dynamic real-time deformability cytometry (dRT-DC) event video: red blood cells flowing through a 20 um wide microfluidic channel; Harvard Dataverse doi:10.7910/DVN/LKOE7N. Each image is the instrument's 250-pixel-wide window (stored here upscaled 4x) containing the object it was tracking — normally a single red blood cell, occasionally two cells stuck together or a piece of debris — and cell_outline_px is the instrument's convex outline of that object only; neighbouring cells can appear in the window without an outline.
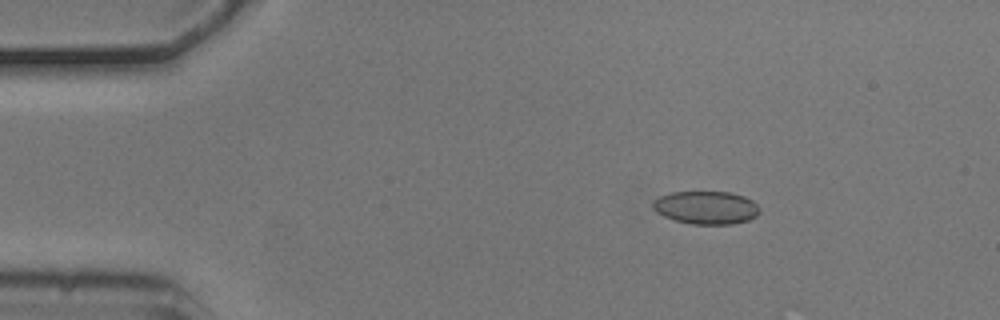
{"species": "common noctule bat (a hibernating species)", "species_latin": "Nyctalus noctula", "temperature_condition": "cold", "stored_images_in_passage": 4, "camera_frame_rate_fps": 3000, "um_per_image_px": 0.085, "animal": {"sex": "male", "body_mass_g": 20.5, "forearm_length_mm": 52.5}, "frame": {"image": 1, "passage_image": 3, "time_ms": 0.667, "image_size_px": [1000, 320], "cell_outline_px": [[760, 212], [756, 216], [748, 220], [732, 224], [692, 224], [676, 220], [664, 216], [656, 212], [652, 208], [652, 204], [660, 196], [672, 192], [732, 192], [744, 196], [752, 200], [760, 208]], "centroid_in_image_um": [60.04, 17.64], "position_along_channel_um": 25.0, "area_um2": 20.52}}